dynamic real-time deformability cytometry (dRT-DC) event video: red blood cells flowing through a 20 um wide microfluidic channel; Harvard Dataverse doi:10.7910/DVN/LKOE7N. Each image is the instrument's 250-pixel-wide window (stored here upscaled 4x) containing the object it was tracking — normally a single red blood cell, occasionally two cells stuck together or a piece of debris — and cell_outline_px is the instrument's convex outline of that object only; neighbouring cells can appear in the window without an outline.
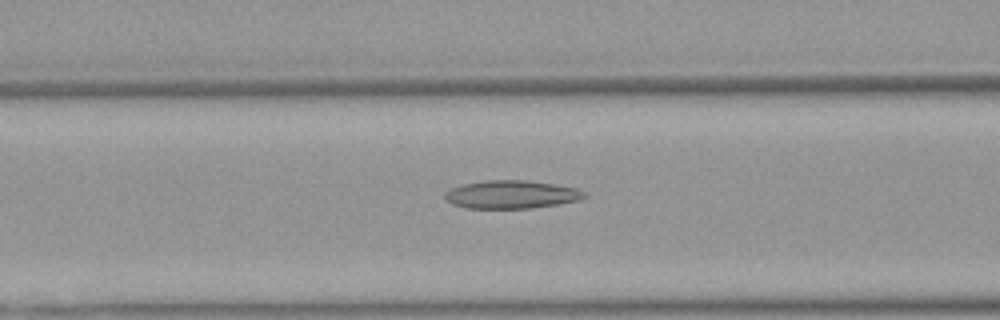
{"species": "Egyptian fruit bat (a non-hibernating species)", "species_latin": "Rousettus aegyptiacus", "temperature_condition": "warm", "stored_images_in_passage": 36, "camera_frame_rate_fps": 3000, "um_per_image_px": 0.085, "animal": {"sex": "female"}, "frame": {"image": 1, "passage_image": 10, "time_ms": 3.0, "image_size_px": [1000, 320], "cell_outline_px": [[588, 196], [580, 200], [532, 208], [468, 208], [452, 204], [444, 196], [444, 192], [452, 188], [464, 184], [484, 180], [524, 180], [556, 184], [576, 188], [588, 192]], "centroid_in_image_um": [43.51, 16.52], "position_along_channel_um": 123.1, "area_um2": 22.89}}
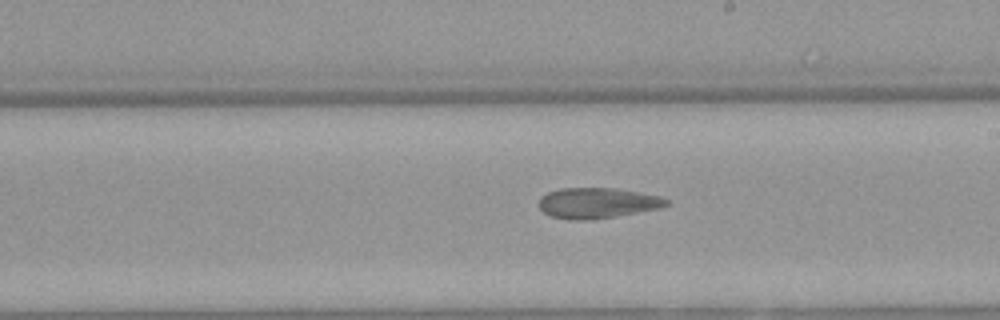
{"frame": {"image": 2, "passage_image": 19, "time_ms": 6.0, "image_size_px": [1000, 320], "cell_outline_px": [[672, 204], [660, 208], [616, 216], [588, 220], [572, 220], [552, 216], [544, 212], [536, 204], [540, 196], [548, 192], [560, 188], [616, 188], [640, 192], [660, 196], [672, 200]], "centroid_in_image_um": [50.8, 17.24], "position_along_channel_um": 238.2, "area_um2": 23.0}}
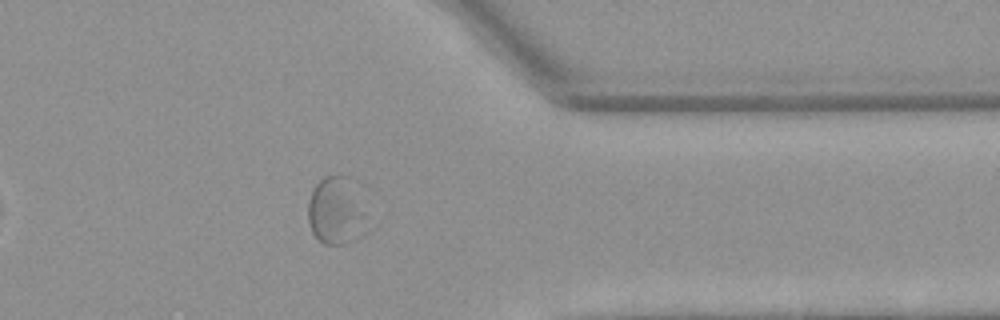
{"frame": {"image": 3, "passage_image": 31, "time_ms": 10.0, "image_size_px": [1000, 320], "cell_outline_px": [[372, 228], [364, 236], [356, 240], [344, 244], [324, 244], [312, 232], [308, 220], [308, 200], [312, 188], [324, 176], [352, 176], [356, 180]], "centroid_in_image_um": [28.7, 17.92], "position_along_channel_um": 382.7, "area_um2": 24.85}, "authors_computed_cell_mechanics": {"area_um2": 23.1489, "velocity_mm_per_s": 3.8592, "shape_relaxation_time_tau1_ms": null, "shape_relaxation_time_tau2_ms": 1.7062, "deformation_change_tau1": null, "deformation_change_tau2": 0.0682}}